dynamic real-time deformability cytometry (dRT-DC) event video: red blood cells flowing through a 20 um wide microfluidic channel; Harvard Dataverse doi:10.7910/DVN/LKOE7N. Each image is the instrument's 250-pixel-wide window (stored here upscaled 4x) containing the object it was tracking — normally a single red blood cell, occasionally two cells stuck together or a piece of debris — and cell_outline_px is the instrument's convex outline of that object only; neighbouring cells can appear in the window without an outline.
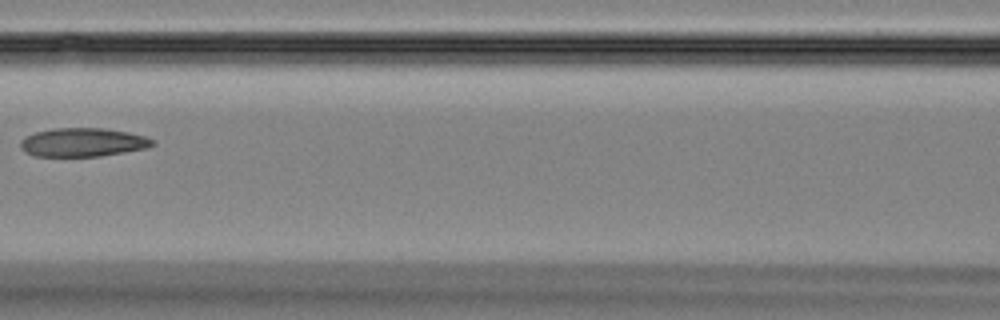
{"species": "Egyptian fruit bat (a non-hibernating species)", "species_latin": "Rousettus aegyptiacus", "temperature_condition": "room temperature", "stored_images_in_passage": 7, "camera_frame_rate_fps": 3000, "um_per_image_px": 0.085, "animal": {"sex": "female"}, "frame": {"image": 1, "passage_image": 6, "time_ms": 6.667, "image_size_px": [1000, 320], "cell_outline_px": [[156, 144], [148, 148], [100, 156], [36, 156], [20, 148], [20, 140], [24, 136], [36, 132], [52, 128], [104, 128], [128, 132], [144, 136], [152, 140]], "centroid_in_image_um": [7.03, 12.09], "position_along_channel_um": 159.6, "area_um2": 22.02}}
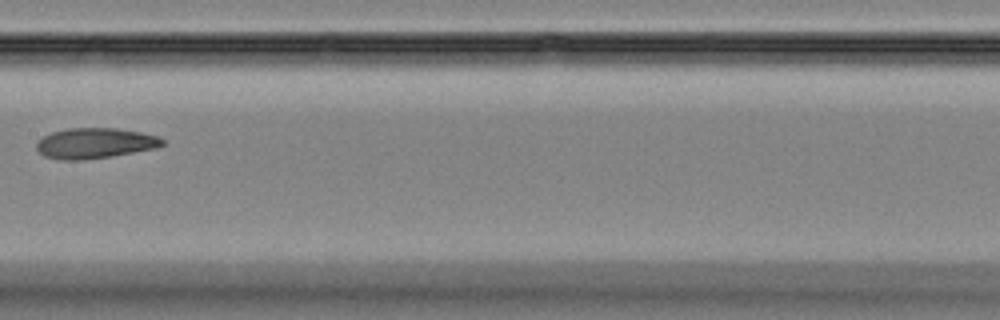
{"frame": {"image": 2, "passage_image": 7, "time_ms": 7.667, "image_size_px": [1000, 320], "cell_outline_px": [[164, 144], [156, 148], [112, 156], [84, 160], [60, 160], [44, 156], [36, 148], [36, 140], [52, 132], [64, 128], [116, 128], [140, 132], [156, 136], [164, 140]], "centroid_in_image_um": [8.03, 12.17], "position_along_channel_um": 199.4, "area_um2": 22.43}}